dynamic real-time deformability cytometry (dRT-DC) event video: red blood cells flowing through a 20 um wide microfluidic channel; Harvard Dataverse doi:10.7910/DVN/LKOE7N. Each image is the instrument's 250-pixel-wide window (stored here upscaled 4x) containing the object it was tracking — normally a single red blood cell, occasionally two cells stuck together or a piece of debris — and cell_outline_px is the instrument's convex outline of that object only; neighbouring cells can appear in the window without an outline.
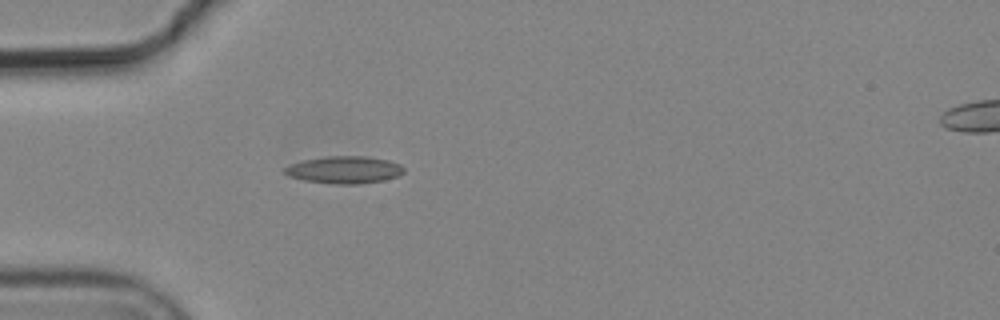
{"species": "common noctule bat (a hibernating species)", "species_latin": "Nyctalus noctula", "temperature_condition": "cold", "stored_images_in_passage": 1, "camera_frame_rate_fps": 3000, "um_per_image_px": 0.085, "animal": {"sex": "male", "body_mass_g": 19.2, "forearm_length_mm": 51.8}, "frame": {"image": 1, "passage_image": 1, "time_ms": 0.0, "image_size_px": [1000, 320], "cell_outline_px": [[404, 172], [400, 176], [384, 180], [360, 184], [332, 184], [304, 180], [288, 176], [284, 172], [284, 168], [292, 164], [304, 160], [328, 156], [368, 156], [388, 160], [400, 164], [404, 168]], "centroid_in_image_um": [29.31, 14.44], "position_along_channel_um": 55.7, "area_um2": 19.02}}